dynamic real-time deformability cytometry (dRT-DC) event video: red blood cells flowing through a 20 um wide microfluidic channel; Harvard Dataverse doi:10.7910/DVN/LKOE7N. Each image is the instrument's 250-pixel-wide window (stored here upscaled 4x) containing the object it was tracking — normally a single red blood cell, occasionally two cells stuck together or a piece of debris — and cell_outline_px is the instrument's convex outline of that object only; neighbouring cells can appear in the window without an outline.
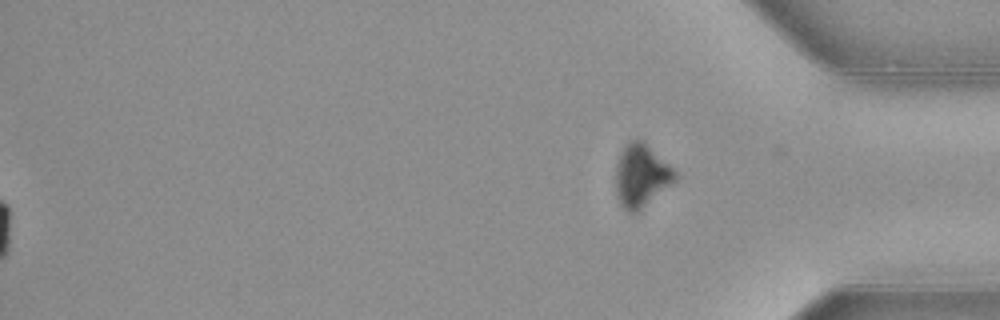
{"species": "common noctule bat (a hibernating species)", "species_latin": "Nyctalus noctula", "temperature_condition": "warm", "stored_images_in_passage": 40, "camera_frame_rate_fps": 3000, "um_per_image_px": 0.085, "animal": {"sex": "female", "body_mass_g": 21.9}, "frame": {"image": 1, "passage_image": 40, "time_ms": 13.0, "image_size_px": [1000, 320], "cell_outline_px": [[680, 176], [672, 184], [636, 212], [628, 212], [620, 204], [616, 192], [616, 164], [620, 152], [624, 144], [636, 136], [676, 168]], "centroid_in_image_um": [54.53, 14.87], "position_along_channel_um": 380.7, "area_um2": 22.02}, "authors_computed_cell_mechanics": {"area_um2": 24.3916, "velocity_mm_per_s": 3.8902, "shape_relaxation_time_tau1_ms": 3.2266, "shape_relaxation_time_tau2_ms": null, "deformation_change_tau1": 0.1218, "deformation_change_tau2": null}}